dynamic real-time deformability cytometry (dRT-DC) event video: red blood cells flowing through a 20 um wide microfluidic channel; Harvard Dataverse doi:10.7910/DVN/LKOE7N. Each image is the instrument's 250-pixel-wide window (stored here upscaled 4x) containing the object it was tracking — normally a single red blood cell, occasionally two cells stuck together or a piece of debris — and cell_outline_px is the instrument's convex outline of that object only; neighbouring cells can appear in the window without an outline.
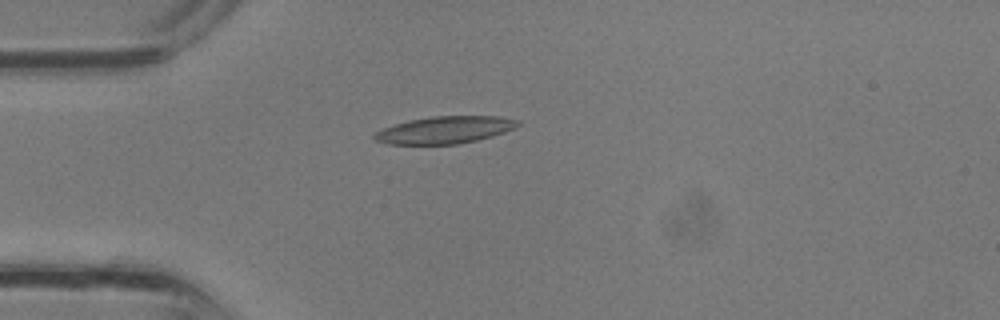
{"species": "common noctule bat (a hibernating species)", "species_latin": "Nyctalus noctula", "temperature_condition": "room temperature", "stored_images_in_passage": 26, "camera_frame_rate_fps": 3000, "um_per_image_px": 0.085, "animal": {"sex": "male", "body_mass_g": 13.3}, "frame": {"image": 1, "passage_image": 1, "time_ms": 0.0, "image_size_px": [1000, 320], "cell_outline_px": [[520, 124], [516, 128], [492, 136], [460, 144], [388, 144], [376, 140], [372, 136], [376, 132], [384, 128], [408, 120], [432, 116], [496, 116], [516, 120]], "centroid_in_image_um": [37.81, 11.04], "position_along_channel_um": 47.2, "area_um2": 22.54}}
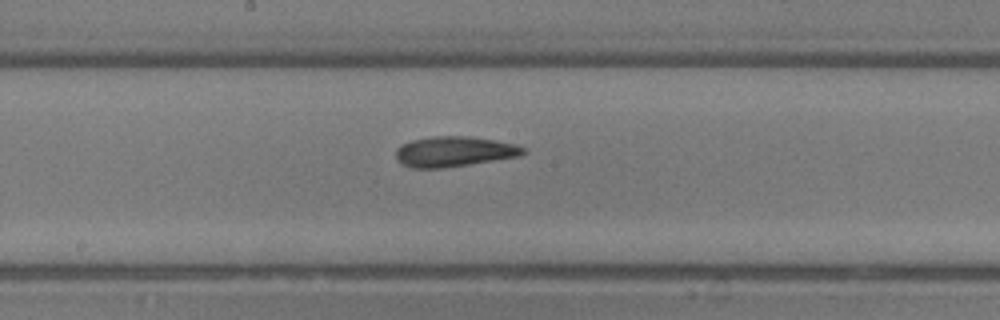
{"frame": {"image": 2, "passage_image": 10, "time_ms": 3.0, "image_size_px": [1000, 320], "cell_outline_px": [[528, 152], [520, 156], [472, 164], [444, 168], [408, 168], [400, 164], [396, 160], [396, 148], [412, 140], [436, 136], [468, 136], [496, 140], [516, 144], [524, 148]], "centroid_in_image_um": [38.61, 12.9], "position_along_channel_um": 209.6, "area_um2": 22.72}}
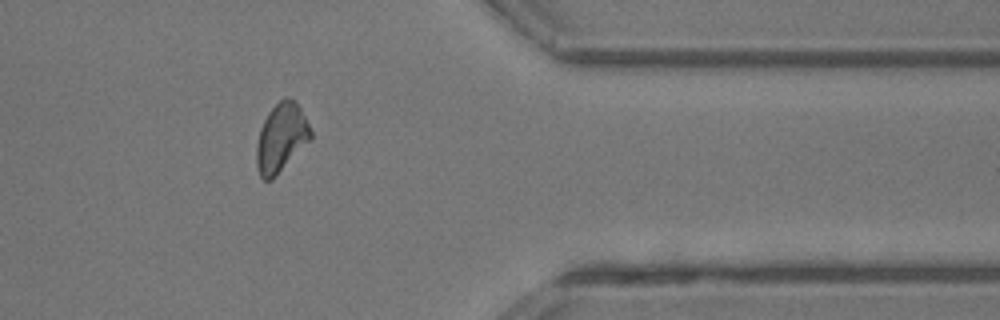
{"frame": {"image": 3, "passage_image": 20, "time_ms": 6.333, "image_size_px": [1000, 320], "cell_outline_px": [[312, 140], [272, 180], [264, 180], [260, 176], [256, 168], [256, 148], [260, 128], [268, 112], [284, 96], [288, 96], [300, 108], [312, 132]], "centroid_in_image_um": [23.9, 11.74], "position_along_channel_um": 387.5, "area_um2": 21.79}}